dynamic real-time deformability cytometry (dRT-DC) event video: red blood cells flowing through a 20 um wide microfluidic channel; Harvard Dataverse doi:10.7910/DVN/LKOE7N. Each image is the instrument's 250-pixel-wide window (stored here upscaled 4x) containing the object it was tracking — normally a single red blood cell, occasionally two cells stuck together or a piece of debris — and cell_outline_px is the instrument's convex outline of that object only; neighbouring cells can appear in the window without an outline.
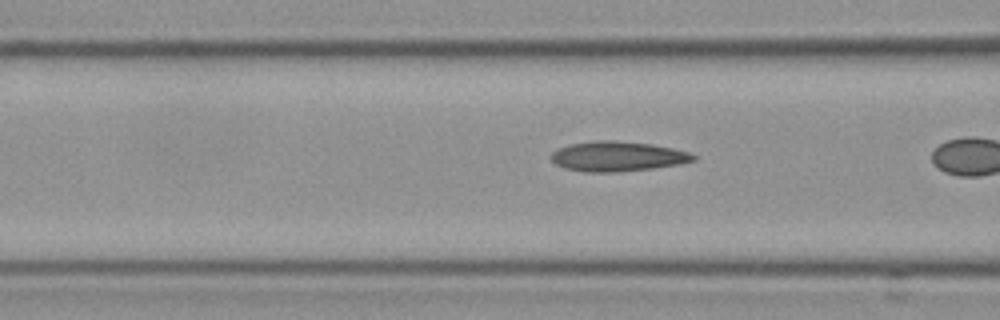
{"species": "Egyptian fruit bat (a non-hibernating species)", "species_latin": "Rousettus aegyptiacus", "temperature_condition": "cold", "stored_images_in_passage": 22, "camera_frame_rate_fps": 3000, "um_per_image_px": 0.085, "frame": {"image": 1, "passage_image": 21, "time_ms": 6.667, "image_size_px": [1000, 320], "cell_outline_px": [[696, 160], [680, 164], [652, 168], [616, 172], [584, 172], [564, 168], [556, 164], [552, 160], [552, 152], [556, 148], [568, 144], [592, 140], [612, 140], [652, 144], [672, 148], [688, 152], [696, 156]], "centroid_in_image_um": [52.46, 13.28], "position_along_channel_um": 114.1, "area_um2": 24.91}}